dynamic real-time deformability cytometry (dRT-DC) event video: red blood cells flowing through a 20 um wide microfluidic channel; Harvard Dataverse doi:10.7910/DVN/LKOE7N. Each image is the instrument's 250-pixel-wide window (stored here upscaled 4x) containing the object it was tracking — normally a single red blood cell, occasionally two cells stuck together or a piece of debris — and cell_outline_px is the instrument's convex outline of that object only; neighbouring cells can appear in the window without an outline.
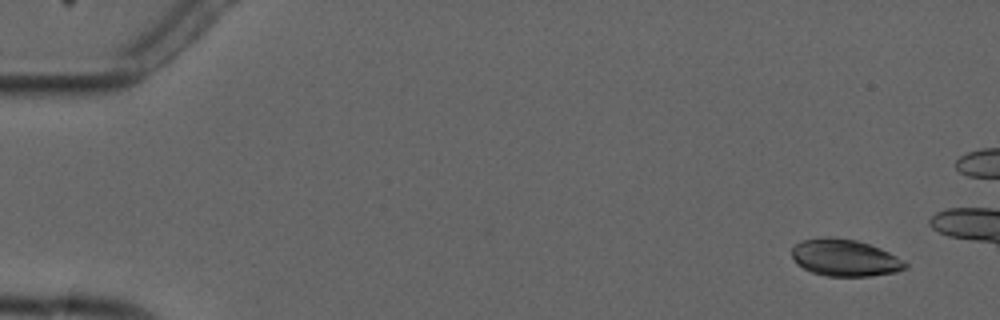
{"species": "common noctule bat (a hibernating species)", "species_latin": "Nyctalus noctula", "temperature_condition": "cold", "stored_images_in_passage": 7, "camera_frame_rate_fps": 3000, "um_per_image_px": 0.085, "animal": {"sex": "male", "forearm_length_mm": 52.5}, "frame": {"image": 1, "passage_image": 1, "time_ms": 0.0, "image_size_px": [1000, 320], "cell_outline_px": [[908, 268], [896, 272], [872, 276], [824, 276], [812, 272], [796, 264], [792, 256], [792, 248], [800, 240], [820, 236], [828, 236], [856, 240], [880, 248], [904, 260], [908, 264]], "centroid_in_image_um": [71.8, 21.9], "position_along_channel_um": 13.2, "area_um2": 24.68}}
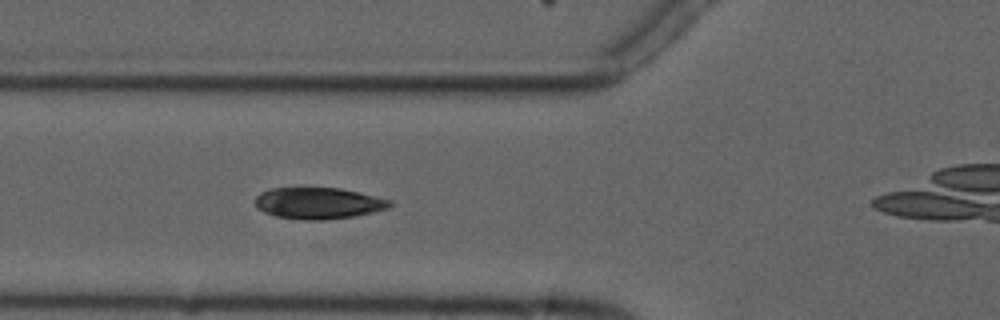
{"frame": {"image": 2, "passage_image": 6, "time_ms": 5.667, "image_size_px": [1000, 320], "cell_outline_px": [[396, 204], [388, 208], [356, 216], [320, 220], [304, 220], [276, 216], [264, 212], [256, 208], [256, 196], [260, 192], [272, 188], [340, 188], [392, 200]], "centroid_in_image_um": [27.08, 17.27], "position_along_channel_um": 98.7, "area_um2": 24.68}}